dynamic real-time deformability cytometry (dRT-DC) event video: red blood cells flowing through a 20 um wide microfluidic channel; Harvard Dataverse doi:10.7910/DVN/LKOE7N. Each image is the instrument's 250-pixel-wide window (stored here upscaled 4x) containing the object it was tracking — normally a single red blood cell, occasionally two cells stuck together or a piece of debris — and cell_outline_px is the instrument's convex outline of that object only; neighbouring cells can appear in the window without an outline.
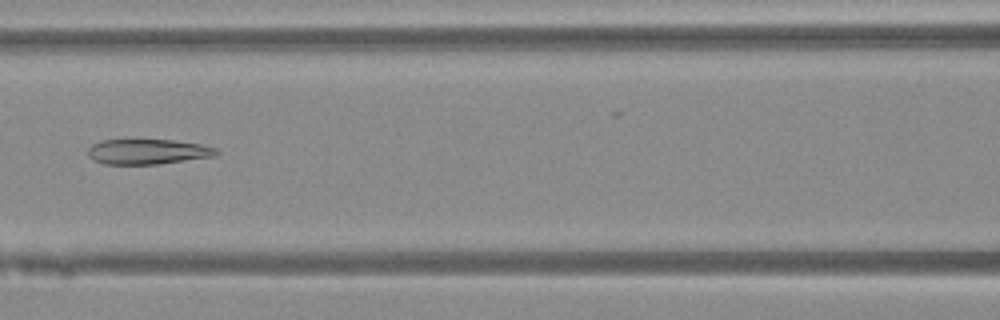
{"species": "Egyptian fruit bat (a non-hibernating species)", "species_latin": "Rousettus aegyptiacus", "temperature_condition": "warm", "stored_images_in_passage": 45, "camera_frame_rate_fps": 3000, "um_per_image_px": 0.085, "animal": {"sex": "female"}, "frame": {"image": 1, "passage_image": 18, "time_ms": 5.667, "image_size_px": [1000, 320], "cell_outline_px": [[220, 152], [216, 156], [156, 164], [104, 164], [92, 160], [88, 156], [88, 148], [92, 144], [100, 140], [172, 140], [200, 144], [216, 148]], "centroid_in_image_um": [12.53, 12.89], "position_along_channel_um": 154.1, "area_um2": 18.84}}
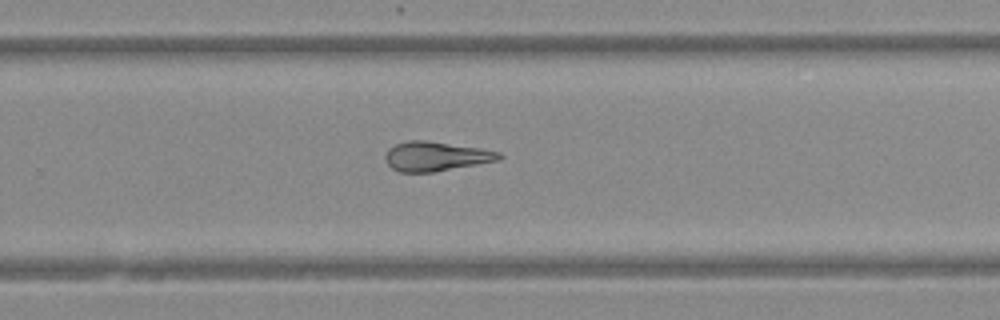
{"frame": {"image": 2, "passage_image": 28, "time_ms": 9.0, "image_size_px": [1000, 320], "cell_outline_px": [[504, 156], [500, 160], [432, 172], [400, 172], [392, 168], [384, 160], [384, 156], [388, 148], [396, 144], [408, 140], [424, 140], [480, 148], [500, 152]], "centroid_in_image_um": [37.03, 13.28], "position_along_channel_um": 292.8, "area_um2": 19.48}}
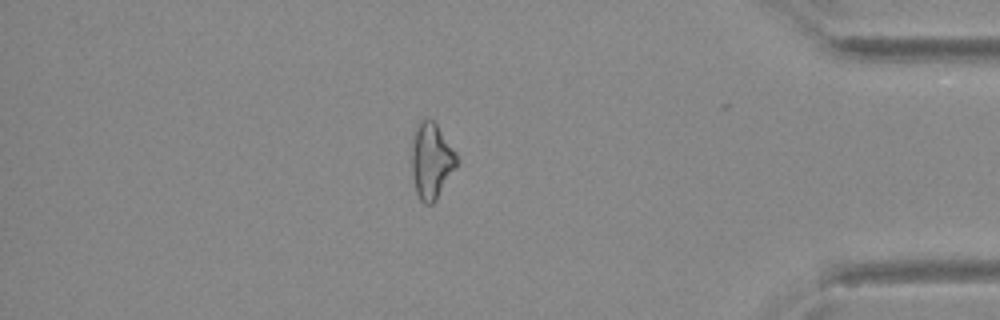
{"frame": {"image": 3, "passage_image": 38, "time_ms": 12.333, "image_size_px": [1000, 320], "cell_outline_px": [[460, 160], [456, 168], [436, 200], [432, 204], [424, 204], [420, 200], [416, 192], [412, 176], [412, 136], [420, 120], [424, 116], [432, 120], [436, 124], [456, 152]], "centroid_in_image_um": [36.67, 13.66], "position_along_channel_um": 398.5, "area_um2": 20.17}}